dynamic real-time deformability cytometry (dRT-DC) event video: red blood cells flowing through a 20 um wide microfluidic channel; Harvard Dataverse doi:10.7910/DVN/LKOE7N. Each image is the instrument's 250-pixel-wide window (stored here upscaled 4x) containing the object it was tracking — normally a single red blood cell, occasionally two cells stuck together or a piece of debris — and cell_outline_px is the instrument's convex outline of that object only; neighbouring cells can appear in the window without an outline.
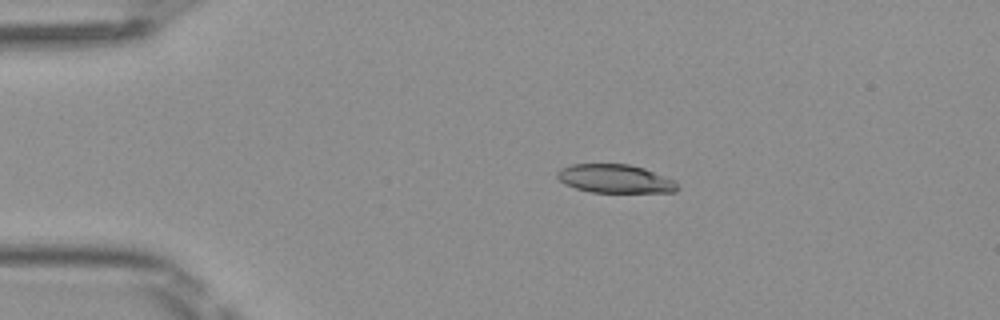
{"species": "Egyptian fruit bat (a non-hibernating species)", "species_latin": "Rousettus aegyptiacus", "temperature_condition": "room temperature", "stored_images_in_passage": 48, "camera_frame_rate_fps": 3000, "um_per_image_px": 0.085, "frame": {"image": 1, "passage_image": 9, "time_ms": 2.667, "image_size_px": [1000, 320], "cell_outline_px": [[680, 188], [676, 192], [592, 192], [576, 188], [564, 184], [556, 176], [556, 172], [560, 168], [572, 164], [628, 164], [644, 168], [676, 180]], "centroid_in_image_um": [52.3, 15.19], "position_along_channel_um": 32.7, "area_um2": 20.11}}
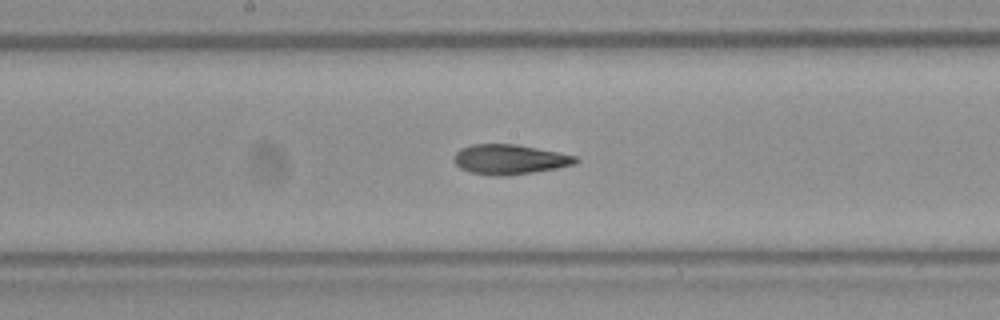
{"frame": {"image": 2, "passage_image": 25, "time_ms": 8.0, "image_size_px": [1000, 320], "cell_outline_px": [[580, 160], [576, 164], [556, 168], [508, 176], [492, 176], [468, 172], [460, 168], [452, 160], [452, 156], [460, 148], [472, 144], [516, 144], [560, 152], [576, 156]], "centroid_in_image_um": [43.29, 13.55], "position_along_channel_um": 204.9, "area_um2": 21.5}}
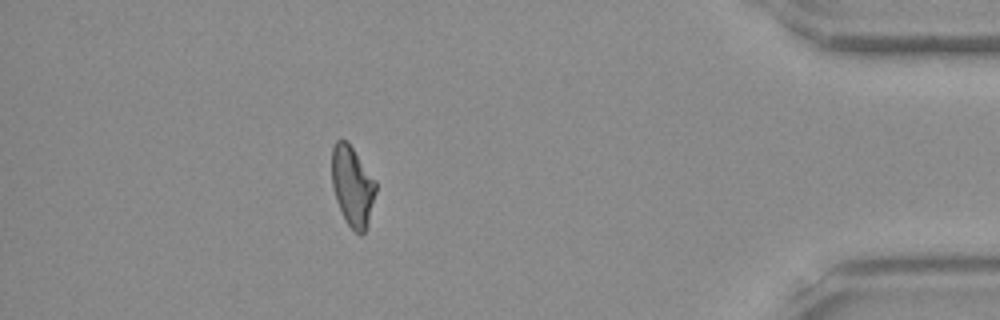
{"frame": {"image": 3, "passage_image": 43, "time_ms": 14.0, "image_size_px": [1000, 320], "cell_outline_px": [[376, 192], [368, 220], [364, 232], [360, 236], [348, 224], [336, 200], [332, 184], [332, 148], [336, 140], [348, 140], [376, 180]], "centroid_in_image_um": [29.96, 15.76], "position_along_channel_um": 405.2, "area_um2": 20.4}, "authors_computed_cell_mechanics": {"area_um2": 21.0392, "velocity_mm_per_s": 4.1154, "shape_relaxation_time_tau1_ms": 6.9374, "shape_relaxation_time_tau2_ms": 2.4212, "deformation_change_tau1": 0.2217, "deformation_change_tau2": 0.089}}